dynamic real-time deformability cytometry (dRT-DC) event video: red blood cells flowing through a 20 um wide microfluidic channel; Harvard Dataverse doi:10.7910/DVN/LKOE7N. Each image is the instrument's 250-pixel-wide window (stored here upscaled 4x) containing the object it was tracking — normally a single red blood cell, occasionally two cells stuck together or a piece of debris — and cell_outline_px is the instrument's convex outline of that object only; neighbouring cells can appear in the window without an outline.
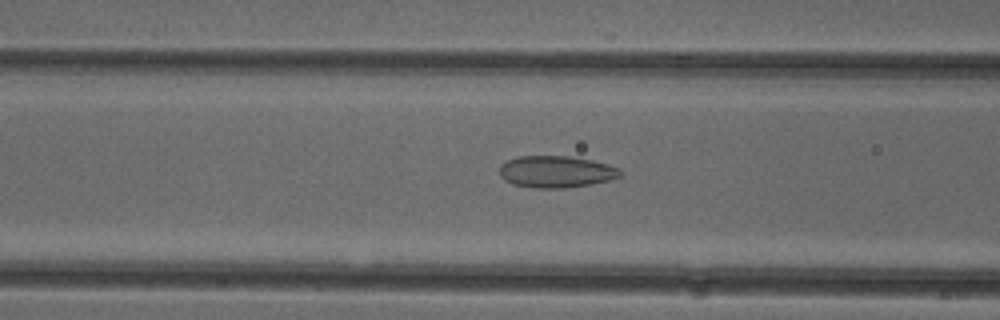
{"species": "common noctule bat (a hibernating species)", "species_latin": "Nyctalus noctula", "temperature_condition": "cold", "stored_images_in_passage": 51, "camera_frame_rate_fps": 3000, "um_per_image_px": 0.085, "animal": {"sex": "female"}, "frame": {"image": 1, "passage_image": 20, "time_ms": 6.333, "image_size_px": [1000, 320], "cell_outline_px": [[620, 176], [612, 180], [564, 188], [532, 188], [512, 184], [504, 180], [500, 176], [500, 164], [516, 156], [568, 156], [592, 160], [608, 164], [620, 168]], "centroid_in_image_um": [47.24, 14.59], "position_along_channel_um": 119.4, "area_um2": 22.48}}
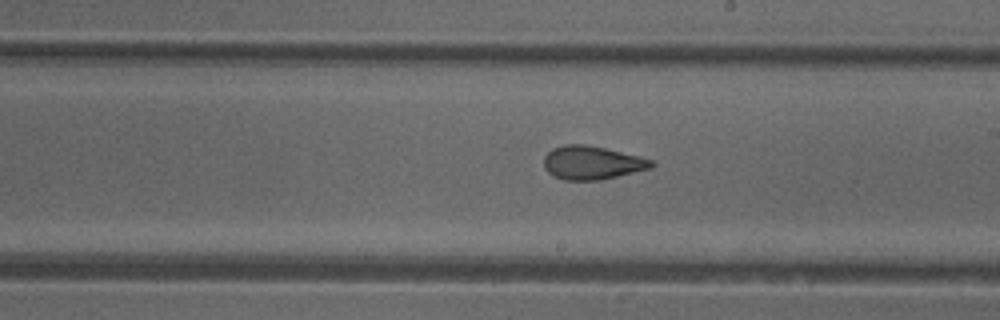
{"frame": {"image": 2, "passage_image": 29, "time_ms": 9.333, "image_size_px": [1000, 320], "cell_outline_px": [[656, 164], [652, 168], [600, 180], [564, 180], [548, 172], [544, 168], [544, 156], [552, 148], [564, 144], [588, 144], [652, 160]], "centroid_in_image_um": [50.3, 13.83], "position_along_channel_um": 238.7, "area_um2": 20.87}}
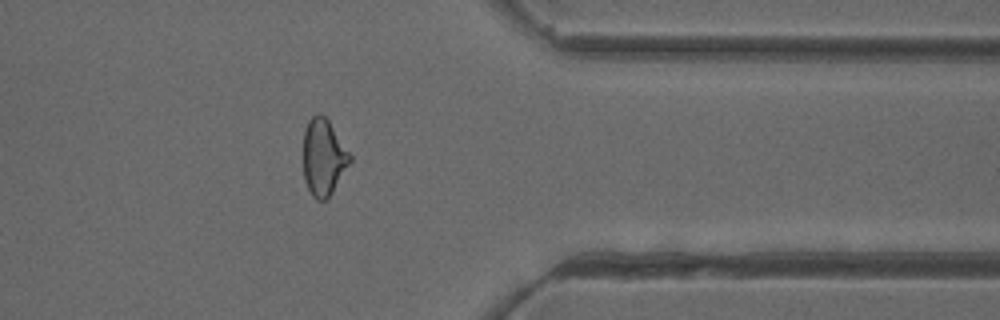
{"frame": {"image": 3, "passage_image": 41, "time_ms": 13.333, "image_size_px": [1000, 320], "cell_outline_px": [[352, 160], [332, 192], [324, 200], [316, 200], [312, 196], [304, 180], [304, 132], [308, 120], [316, 112], [320, 112], [328, 120], [352, 156]], "centroid_in_image_um": [27.49, 13.35], "position_along_channel_um": 383.9, "area_um2": 20.69}, "authors_computed_cell_mechanics": {"area_um2": 22.1374, "velocity_mm_per_s": 3.9752, "shape_relaxation_time_tau1_ms": null, "shape_relaxation_time_tau2_ms": 1.4662, "deformation_change_tau1": null, "deformation_change_tau2": 0.0828}}